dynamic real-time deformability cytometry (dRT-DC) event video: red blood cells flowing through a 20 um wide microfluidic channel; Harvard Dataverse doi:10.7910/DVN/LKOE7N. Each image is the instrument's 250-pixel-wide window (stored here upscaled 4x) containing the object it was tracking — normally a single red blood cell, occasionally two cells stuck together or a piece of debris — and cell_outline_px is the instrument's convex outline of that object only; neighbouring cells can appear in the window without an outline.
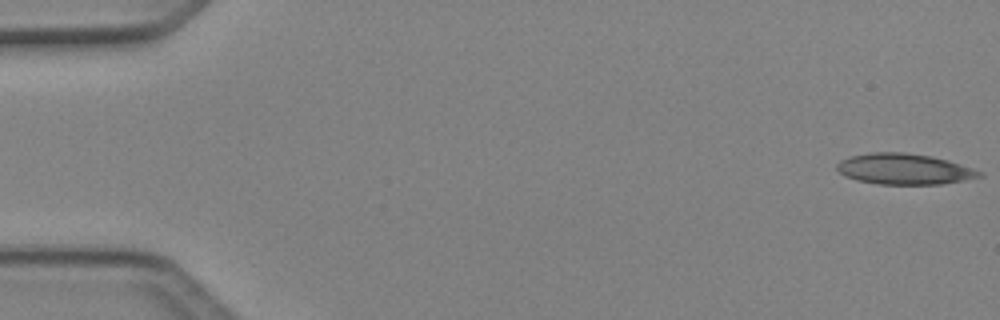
{"species": "Egyptian fruit bat (a non-hibernating species)", "species_latin": "Rousettus aegyptiacus", "temperature_condition": "cold", "stored_images_in_passage": 6, "camera_frame_rate_fps": 3000, "um_per_image_px": 0.085, "animal": {"sex": "female"}, "frame": {"image": 1, "passage_image": 1, "time_ms": 0.0, "image_size_px": [1000, 320], "cell_outline_px": [[984, 176], [964, 180], [940, 184], [880, 184], [856, 180], [844, 176], [836, 168], [836, 164], [840, 160], [852, 156], [872, 152], [904, 152], [928, 156], [948, 160], [984, 172]], "centroid_in_image_um": [76.85, 14.37], "position_along_channel_um": 8.1, "area_um2": 25.49}}
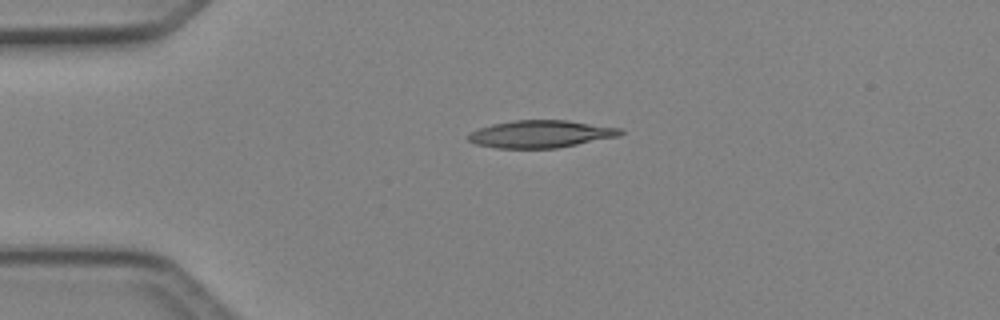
{"frame": {"image": 2, "passage_image": 6, "time_ms": 1.667, "image_size_px": [1000, 320], "cell_outline_px": [[624, 132], [620, 136], [556, 148], [496, 148], [476, 144], [468, 140], [468, 132], [492, 124], [512, 120], [568, 120], [620, 128]], "centroid_in_image_um": [45.95, 11.39], "position_along_channel_um": 39.1, "area_um2": 24.28}}